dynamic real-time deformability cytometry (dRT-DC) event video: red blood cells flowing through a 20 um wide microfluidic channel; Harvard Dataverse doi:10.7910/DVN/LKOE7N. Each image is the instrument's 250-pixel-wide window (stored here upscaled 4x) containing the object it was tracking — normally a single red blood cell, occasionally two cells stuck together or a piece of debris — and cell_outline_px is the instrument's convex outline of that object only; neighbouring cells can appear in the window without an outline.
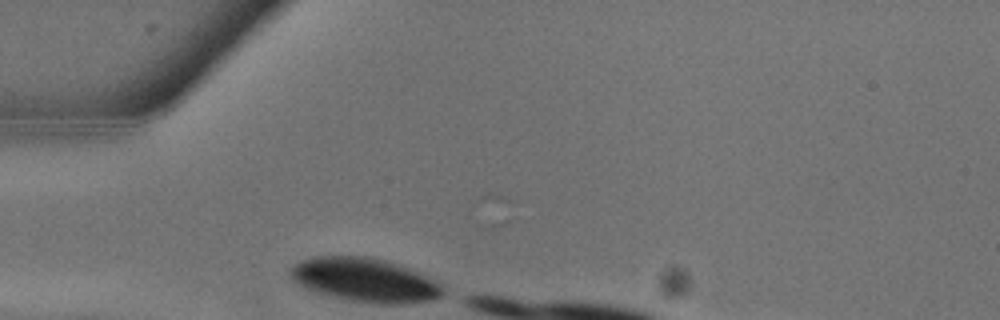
{"species": "common noctule bat (a hibernating species)", "species_latin": "Nyctalus noctula", "temperature_condition": "warm", "stored_images_in_passage": 3, "camera_frame_rate_fps": 3000, "um_per_image_px": 0.085, "animal": {"sex": "male", "body_mass_g": 13.3}, "frame": {"image": 1, "passage_image": 1, "time_ms": 0.0, "image_size_px": [1000, 320], "cell_outline_px": [[444, 292], [440, 296], [432, 300], [408, 304], [372, 304], [348, 300], [316, 292], [304, 288], [292, 280], [288, 276], [288, 272], [300, 260], [316, 256], [368, 256], [384, 260], [420, 272], [440, 284], [444, 288]], "centroid_in_image_um": [31.0, 23.81], "position_along_channel_um": 54.0, "area_um2": 39.25}}